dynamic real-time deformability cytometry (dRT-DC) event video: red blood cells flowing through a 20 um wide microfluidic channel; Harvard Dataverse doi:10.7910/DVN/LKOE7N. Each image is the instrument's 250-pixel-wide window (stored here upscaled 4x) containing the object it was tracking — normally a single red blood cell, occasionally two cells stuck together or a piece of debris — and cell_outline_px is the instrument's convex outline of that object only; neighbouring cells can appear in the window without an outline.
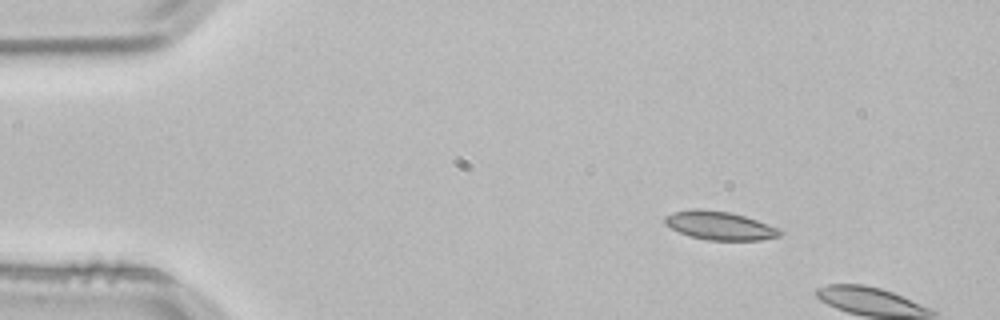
{"species": "common noctule bat (a hibernating species)", "species_latin": "Nyctalus noctula", "temperature_condition": "room temperature", "stored_images_in_passage": 2, "camera_frame_rate_fps": 3000, "um_per_image_px": 0.085, "animal": {"sex": "male", "body_mass_g": 21.5, "forearm_length_mm": 52.0}, "frame": {"image": 1, "passage_image": 1, "time_ms": 0.0, "image_size_px": [1000, 320], "cell_outline_px": [[784, 232], [780, 236], [760, 240], [708, 240], [692, 236], [680, 232], [664, 224], [664, 216], [672, 212], [692, 208], [700, 208], [728, 212], [744, 216], [756, 220], [776, 228]], "centroid_in_image_um": [61.13, 19.16], "position_along_channel_um": 23.9, "area_um2": 18.96}}